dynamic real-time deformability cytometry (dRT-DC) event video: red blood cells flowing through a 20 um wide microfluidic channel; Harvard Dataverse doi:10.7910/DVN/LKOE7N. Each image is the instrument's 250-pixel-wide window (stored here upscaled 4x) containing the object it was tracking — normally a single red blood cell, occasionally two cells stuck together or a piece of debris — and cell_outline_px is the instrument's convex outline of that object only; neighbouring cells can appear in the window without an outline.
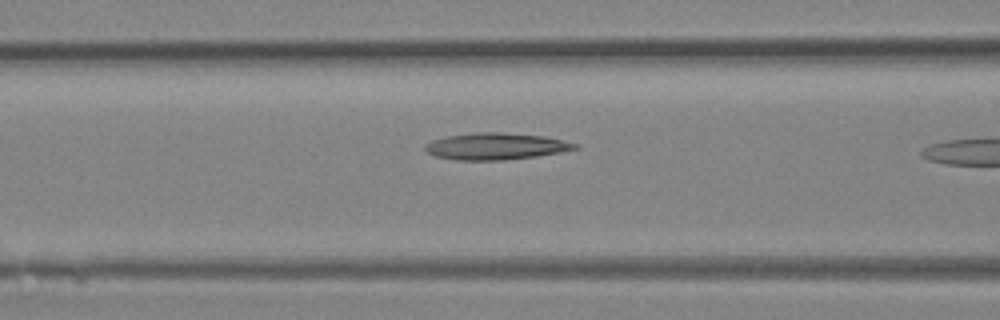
{"species": "Egyptian fruit bat (a non-hibernating species)", "species_latin": "Rousettus aegyptiacus", "temperature_condition": "room temperature", "stored_images_in_passage": 8, "camera_frame_rate_fps": 3000, "um_per_image_px": 0.085, "animal": {"sex": "female"}, "frame": {"image": 1, "passage_image": 7, "time_ms": 2.0, "image_size_px": [1000, 320], "cell_outline_px": [[580, 148], [560, 152], [536, 156], [504, 160], [456, 160], [436, 156], [428, 152], [424, 148], [424, 144], [432, 140], [444, 136], [480, 132], [500, 132], [544, 136], [576, 144]], "centroid_in_image_um": [42.1, 12.43], "position_along_channel_um": 124.5, "area_um2": 23.18}}